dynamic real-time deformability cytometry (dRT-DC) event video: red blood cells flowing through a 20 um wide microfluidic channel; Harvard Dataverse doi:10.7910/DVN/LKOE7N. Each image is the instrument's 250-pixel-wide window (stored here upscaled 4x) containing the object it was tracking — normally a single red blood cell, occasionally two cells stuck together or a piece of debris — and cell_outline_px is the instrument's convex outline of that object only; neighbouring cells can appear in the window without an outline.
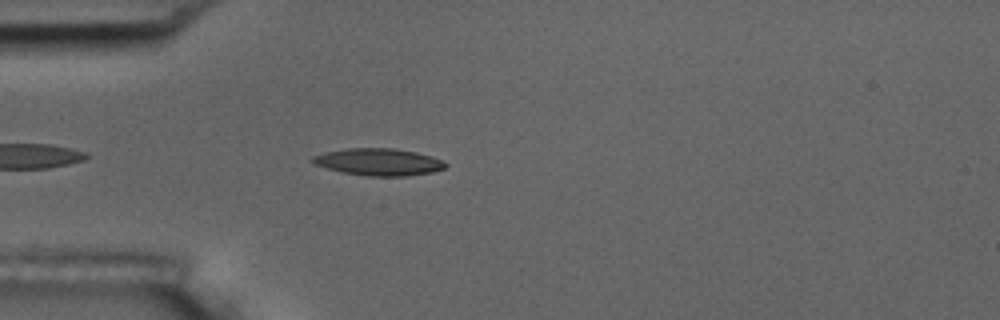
{"species": "common noctule bat (a hibernating species)", "species_latin": "Nyctalus noctula", "temperature_condition": "room temperature", "stored_images_in_passage": 1, "camera_frame_rate_fps": 3000, "um_per_image_px": 0.085, "animal": {"sex": "male", "body_mass_g": 17.5, "forearm_length_mm": 52.3}, "frame": {"image": 1, "passage_image": 1, "time_ms": 0.0, "image_size_px": [1000, 320], "cell_outline_px": [[448, 164], [444, 168], [432, 172], [404, 176], [368, 176], [340, 172], [312, 164], [312, 156], [324, 152], [348, 148], [392, 148], [416, 152], [432, 156], [444, 160]], "centroid_in_image_um": [32.17, 13.76], "position_along_channel_um": 52.8, "area_um2": 21.1}}